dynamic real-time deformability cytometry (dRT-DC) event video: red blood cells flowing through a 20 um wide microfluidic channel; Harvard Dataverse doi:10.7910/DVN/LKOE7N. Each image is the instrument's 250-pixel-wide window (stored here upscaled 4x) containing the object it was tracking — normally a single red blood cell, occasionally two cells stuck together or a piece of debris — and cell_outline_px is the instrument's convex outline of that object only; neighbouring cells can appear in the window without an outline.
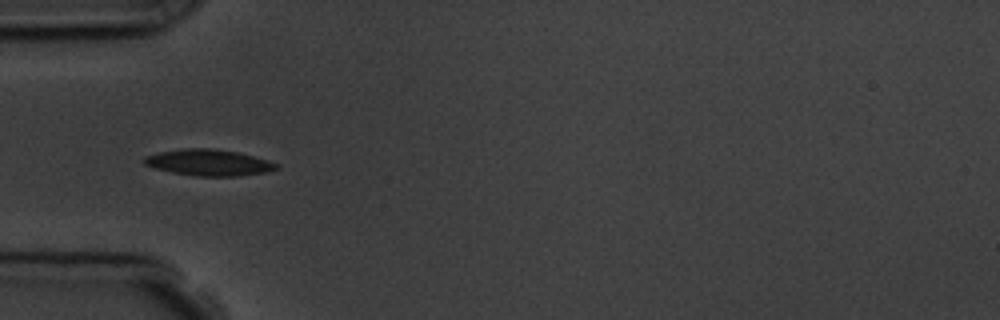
{"species": "common noctule bat (a hibernating species)", "species_latin": "Nyctalus noctula", "temperature_condition": "room temperature", "stored_images_in_passage": 10, "camera_frame_rate_fps": 3000, "um_per_image_px": 0.085, "animal": {"sex": "male", "body_mass_g": 19.5, "forearm_length_mm": 54.6}, "frame": {"image": 1, "passage_image": 5, "time_ms": 4.667, "image_size_px": [1000, 320], "cell_outline_px": [[280, 168], [268, 172], [240, 176], [196, 176], [172, 172], [156, 168], [144, 164], [144, 156], [160, 152], [184, 148], [216, 148], [236, 152], [268, 160], [280, 164]], "centroid_in_image_um": [17.79, 13.82], "position_along_channel_um": 67.2, "area_um2": 20.29}}
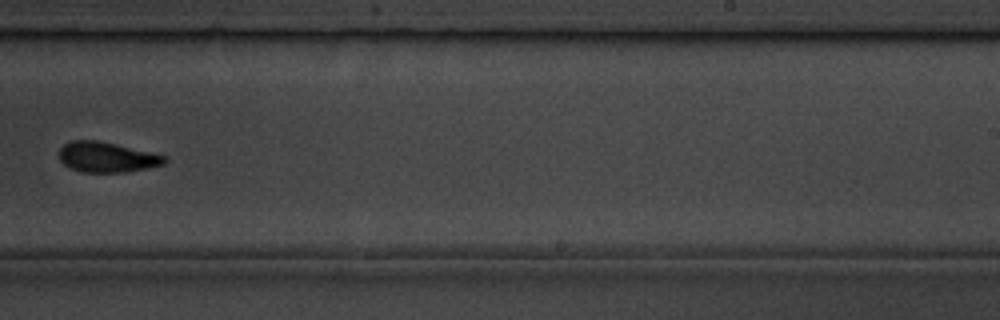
{"frame": {"image": 2, "passage_image": 10, "time_ms": 10.333, "image_size_px": [1000, 320], "cell_outline_px": [[168, 160], [164, 164], [148, 168], [124, 172], [84, 172], [72, 168], [64, 164], [60, 160], [60, 148], [64, 144], [72, 140], [96, 140], [116, 144], [164, 156]], "centroid_in_image_um": [9.07, 13.36], "position_along_channel_um": 279.9, "area_um2": 18.26}}